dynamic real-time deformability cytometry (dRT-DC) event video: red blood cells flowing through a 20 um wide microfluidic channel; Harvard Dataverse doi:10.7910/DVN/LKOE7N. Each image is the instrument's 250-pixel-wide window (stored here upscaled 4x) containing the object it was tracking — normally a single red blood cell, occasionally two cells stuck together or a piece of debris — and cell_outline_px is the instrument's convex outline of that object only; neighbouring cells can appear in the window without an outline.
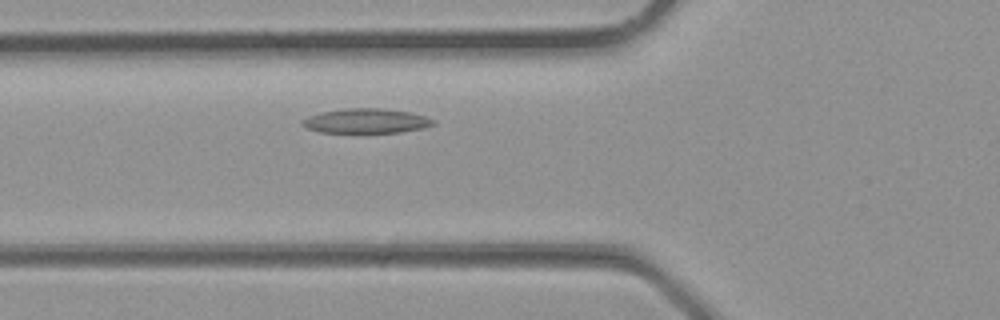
{"species": "common noctule bat (a hibernating species)", "species_latin": "Nyctalus noctula", "temperature_condition": "room temperature", "stored_images_in_passage": 23, "camera_frame_rate_fps": 3000, "um_per_image_px": 0.085, "animal": {"sex": "male", "body_mass_g": 23.1, "forearm_length_mm": 52.7}, "frame": {"image": 1, "passage_image": 5, "time_ms": 1.333, "image_size_px": [1000, 320], "cell_outline_px": [[436, 124], [420, 128], [400, 132], [320, 132], [308, 128], [300, 124], [300, 120], [308, 116], [320, 112], [344, 108], [384, 108], [408, 112], [424, 116], [436, 120]], "centroid_in_image_um": [31.09, 10.26], "position_along_channel_um": 94.7, "area_um2": 18.73}}
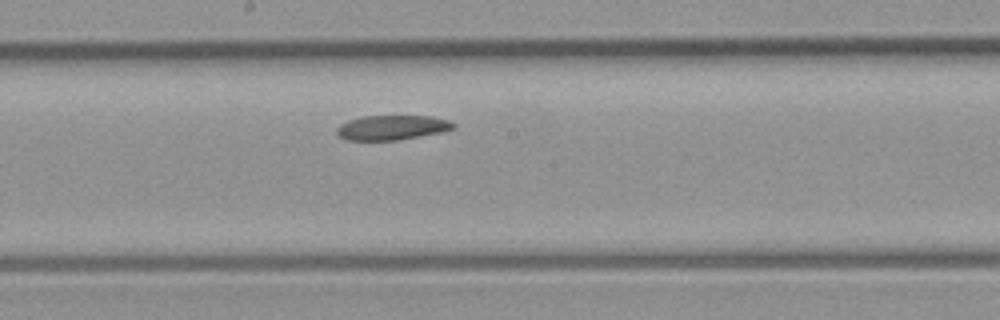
{"frame": {"image": 2, "passage_image": 11, "time_ms": 3.333, "image_size_px": [1000, 320], "cell_outline_px": [[456, 128], [440, 132], [396, 140], [344, 140], [336, 132], [336, 128], [340, 124], [348, 120], [364, 116], [432, 116], [448, 120], [456, 124]], "centroid_in_image_um": [33.3, 10.83], "position_along_channel_um": 214.9, "area_um2": 16.7}}
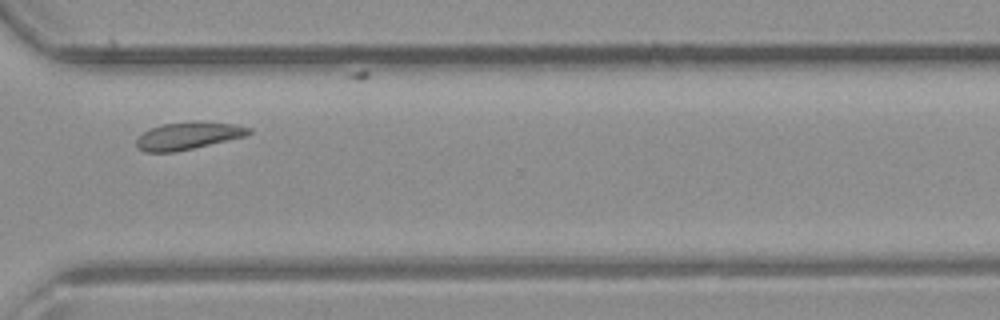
{"frame": {"image": 3, "passage_image": 18, "time_ms": 5.667, "image_size_px": [1000, 320], "cell_outline_px": [[252, 132], [244, 136], [176, 152], [144, 152], [136, 148], [136, 140], [144, 132], [152, 128], [164, 124], [236, 124], [252, 128]], "centroid_in_image_um": [15.94, 11.6], "position_along_channel_um": 354.7, "area_um2": 16.94}}